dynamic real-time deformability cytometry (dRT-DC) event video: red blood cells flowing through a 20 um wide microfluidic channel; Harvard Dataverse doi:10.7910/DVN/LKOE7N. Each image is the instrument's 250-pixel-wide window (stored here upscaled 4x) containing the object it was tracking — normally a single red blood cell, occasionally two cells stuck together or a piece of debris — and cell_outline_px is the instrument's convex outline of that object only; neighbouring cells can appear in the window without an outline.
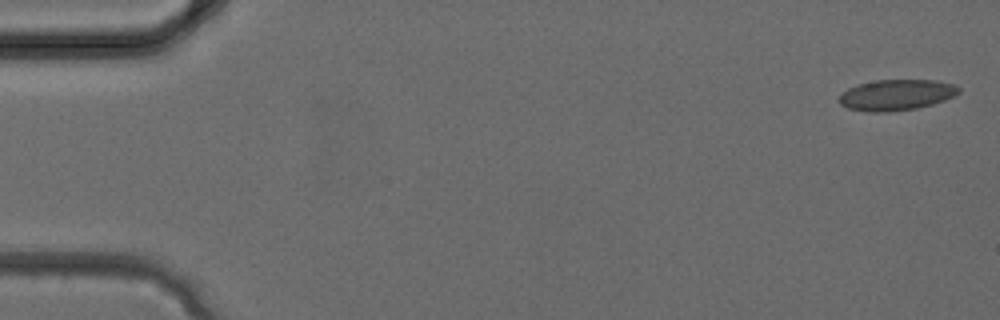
{"species": "common noctule bat (a hibernating species)", "species_latin": "Nyctalus noctula", "temperature_condition": "cold", "stored_images_in_passage": 34, "camera_frame_rate_fps": 3000, "um_per_image_px": 0.085, "animal": {"sex": "female", "body_mass_g": 24.6, "forearm_length_mm": 56.2}, "frame": {"image": 1, "passage_image": 1, "time_ms": 0.0, "image_size_px": [1000, 320], "cell_outline_px": [[960, 92], [956, 96], [932, 104], [916, 108], [888, 112], [868, 112], [848, 108], [840, 104], [836, 100], [848, 88], [856, 84], [876, 80], [936, 80], [956, 84], [960, 88]], "centroid_in_image_um": [76.2, 8.06], "position_along_channel_um": 8.8, "area_um2": 21.73}}
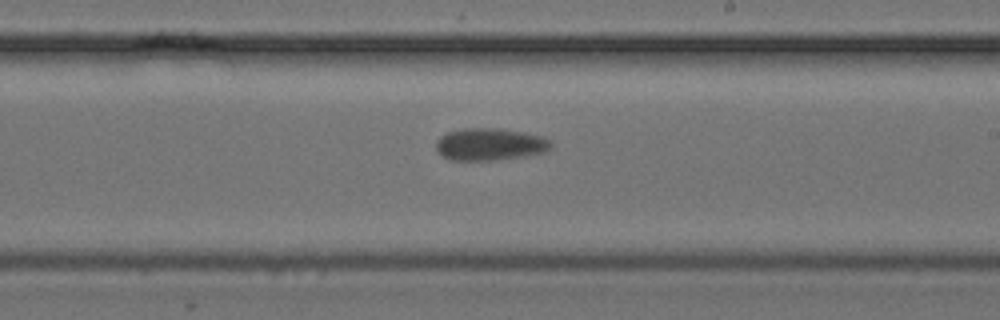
{"frame": {"image": 2, "passage_image": 20, "time_ms": 6.333, "image_size_px": [1000, 320], "cell_outline_px": [[552, 148], [544, 152], [524, 156], [496, 160], [448, 160], [436, 148], [436, 140], [440, 136], [448, 132], [464, 128], [500, 128], [524, 132], [544, 136], [552, 140]], "centroid_in_image_um": [41.68, 12.26], "position_along_channel_um": 247.3, "area_um2": 21.79}}
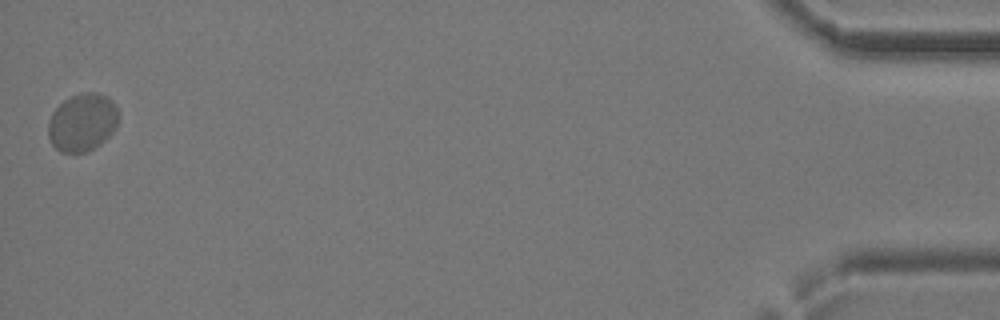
{"frame": {"image": 3, "passage_image": 34, "time_ms": 11.0, "image_size_px": [1000, 320], "cell_outline_px": [[120, 116], [116, 128], [100, 144], [88, 152], [60, 152], [52, 144], [48, 136], [48, 120], [52, 112], [64, 100], [80, 92], [96, 92], [108, 96], [116, 104]], "centroid_in_image_um": [7.02, 10.38], "position_along_channel_um": 428.2, "area_um2": 24.04}}